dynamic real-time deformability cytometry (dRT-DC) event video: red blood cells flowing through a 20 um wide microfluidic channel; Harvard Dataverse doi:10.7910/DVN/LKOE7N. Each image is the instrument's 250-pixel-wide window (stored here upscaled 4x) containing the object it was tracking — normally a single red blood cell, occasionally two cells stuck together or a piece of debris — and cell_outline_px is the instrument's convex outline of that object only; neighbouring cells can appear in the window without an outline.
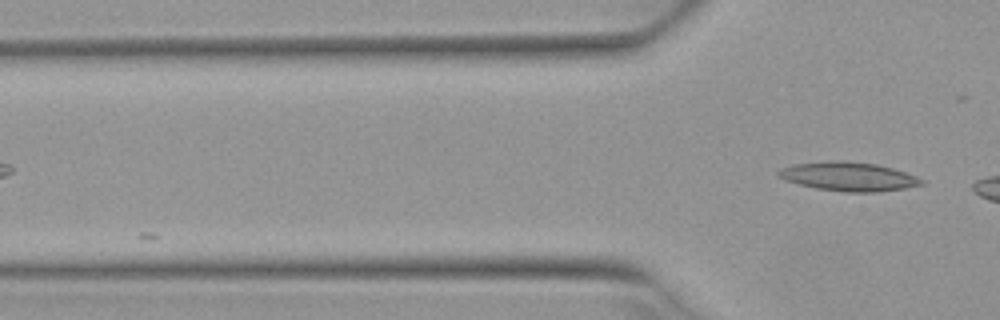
{"species": "Egyptian fruit bat (a non-hibernating species)", "species_latin": "Rousettus aegyptiacus", "temperature_condition": "warm", "stored_images_in_passage": 2, "camera_frame_rate_fps": 3000, "um_per_image_px": 0.085, "animal": {"sex": "female"}, "frame": {"image": 1, "passage_image": 2, "time_ms": 0.333, "image_size_px": [1000, 320], "cell_outline_px": [[924, 184], [904, 188], [876, 192], [848, 192], [816, 188], [784, 180], [776, 176], [776, 172], [780, 168], [796, 164], [836, 160], [840, 160], [876, 164], [892, 168], [916, 176], [924, 180]], "centroid_in_image_um": [72.1, 15.0], "position_along_channel_um": 53.7, "area_um2": 23.93}}